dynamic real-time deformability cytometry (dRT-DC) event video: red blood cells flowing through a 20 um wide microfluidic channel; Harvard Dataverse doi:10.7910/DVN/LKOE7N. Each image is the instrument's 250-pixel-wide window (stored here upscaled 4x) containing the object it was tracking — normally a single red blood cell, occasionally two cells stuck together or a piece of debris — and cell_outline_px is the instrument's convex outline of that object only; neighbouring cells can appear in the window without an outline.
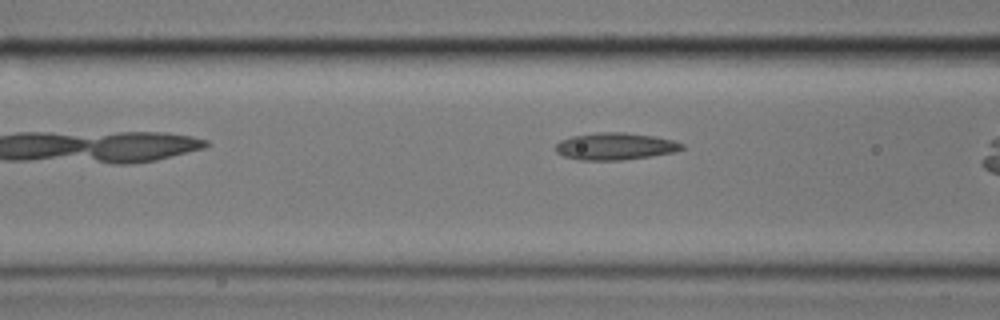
{"species": "common noctule bat (a hibernating species)", "species_latin": "Nyctalus noctula", "temperature_condition": "cold", "stored_images_in_passage": 40, "camera_frame_rate_fps": 3000, "um_per_image_px": 0.085, "animal": {"sex": "male", "body_mass_g": 17.9}, "frame": {"image": 1, "passage_image": 18, "time_ms": 5.667, "image_size_px": [1000, 320], "cell_outline_px": [[684, 148], [676, 152], [620, 160], [580, 160], [564, 156], [556, 152], [556, 144], [560, 140], [572, 136], [596, 132], [624, 132], [652, 136], [672, 140], [684, 144]], "centroid_in_image_um": [52.27, 12.43], "position_along_channel_um": 114.3, "area_um2": 19.83}}
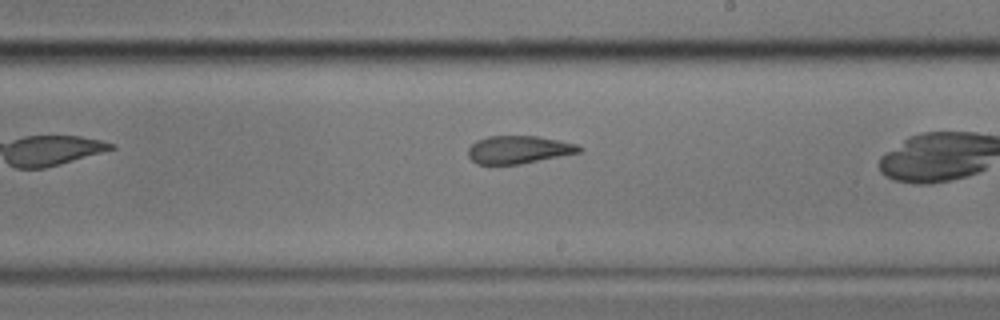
{"frame": {"image": 2, "passage_image": 29, "time_ms": 9.333, "image_size_px": [1000, 320], "cell_outline_px": [[584, 148], [580, 152], [520, 164], [476, 164], [468, 156], [468, 148], [476, 140], [488, 136], [536, 136], [576, 144]], "centroid_in_image_um": [44.05, 12.72], "position_along_channel_um": 245.0, "area_um2": 17.86}}